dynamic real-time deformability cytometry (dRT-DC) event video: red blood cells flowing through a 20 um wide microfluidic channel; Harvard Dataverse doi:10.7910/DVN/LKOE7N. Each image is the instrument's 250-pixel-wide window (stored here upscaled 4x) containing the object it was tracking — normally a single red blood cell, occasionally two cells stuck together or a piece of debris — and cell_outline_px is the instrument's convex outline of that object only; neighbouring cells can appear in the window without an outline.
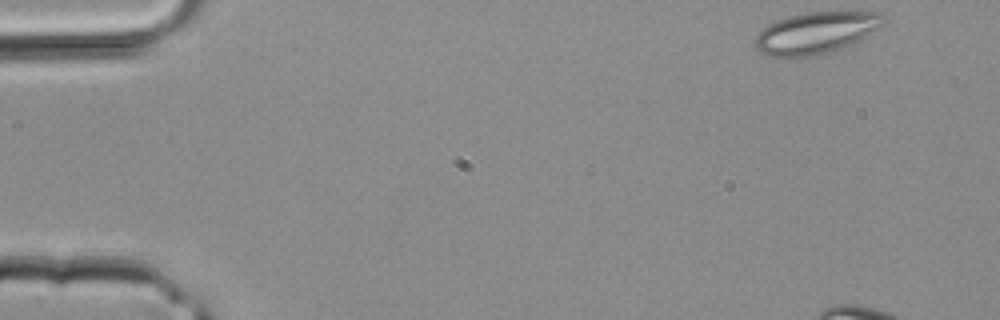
{"species": "common noctule bat (a hibernating species)", "species_latin": "Nyctalus noctula", "temperature_condition": "room temperature", "stored_images_in_passage": 4, "camera_frame_rate_fps": 3000, "um_per_image_px": 0.085, "animal": {"sex": "male", "body_mass_g": 20.4}, "frame": {"image": 1, "passage_image": 1, "time_ms": 0.0, "image_size_px": [1000, 320], "cell_outline_px": [[888, 20], [880, 28], [836, 52], [820, 56], [792, 60], [788, 60], [768, 56], [760, 52], [756, 48], [756, 36], [768, 24], [776, 20], [808, 12], [876, 12], [884, 16]], "centroid_in_image_um": [69.35, 2.86], "position_along_channel_um": 15.6, "area_um2": 31.96}}